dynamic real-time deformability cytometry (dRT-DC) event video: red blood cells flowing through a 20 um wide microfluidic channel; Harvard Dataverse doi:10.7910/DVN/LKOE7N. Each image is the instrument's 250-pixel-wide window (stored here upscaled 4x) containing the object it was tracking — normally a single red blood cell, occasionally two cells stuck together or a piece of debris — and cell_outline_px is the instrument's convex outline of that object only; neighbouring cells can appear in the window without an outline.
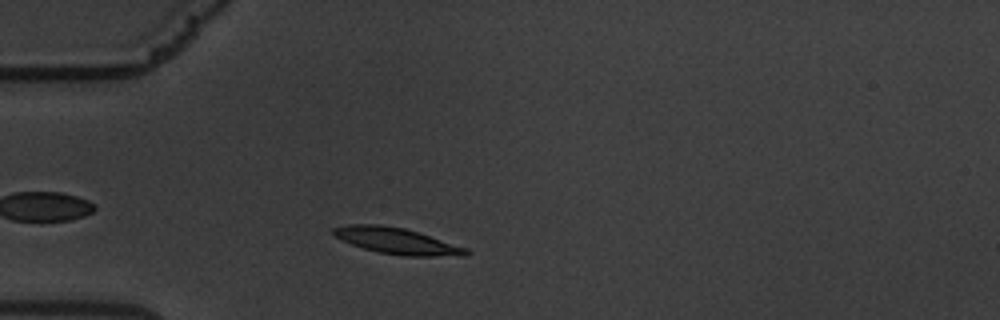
{"species": "common noctule bat (a hibernating species)", "species_latin": "Nyctalus noctula", "temperature_condition": "warm", "stored_images_in_passage": 52, "camera_frame_rate_fps": 3000, "um_per_image_px": 0.085, "animal": {"sex": "male", "body_mass_g": 19.5, "forearm_length_mm": 54.6}, "frame": {"image": 1, "passage_image": 8, "time_ms": 2.333, "image_size_px": [1000, 320], "cell_outline_px": [[472, 252], [464, 256], [404, 256], [380, 252], [364, 248], [352, 244], [332, 236], [332, 228], [348, 224], [380, 224], [404, 228], [468, 248]], "centroid_in_image_um": [33.73, 20.48], "position_along_channel_um": 51.3, "area_um2": 20.23}}
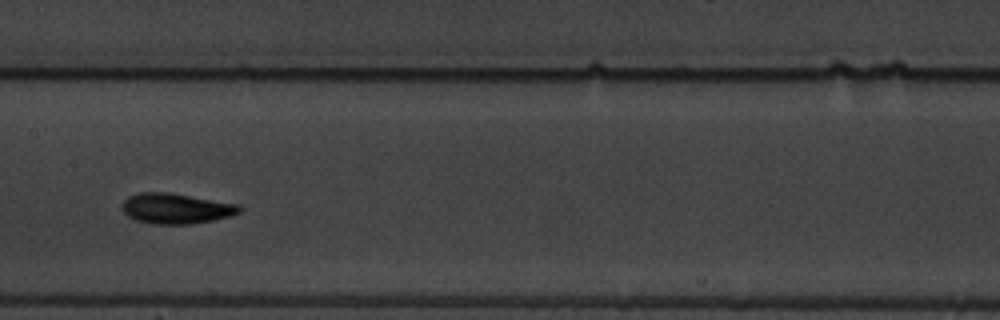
{"frame": {"image": 2, "passage_image": 22, "time_ms": 7.0, "image_size_px": [1000, 320], "cell_outline_px": [[240, 212], [228, 216], [212, 220], [188, 224], [152, 224], [136, 220], [128, 216], [120, 208], [124, 200], [128, 196], [140, 192], [168, 192], [240, 204]], "centroid_in_image_um": [14.92, 17.71], "position_along_channel_um": 192.5, "area_um2": 20.75}}
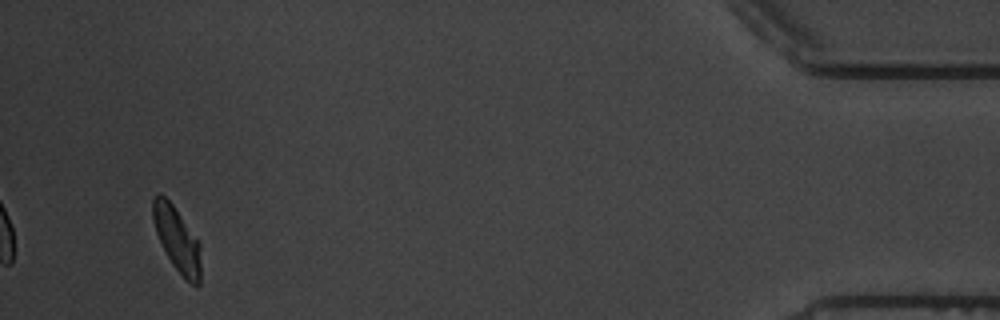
{"frame": {"image": 3, "passage_image": 49, "time_ms": 16.0, "image_size_px": [1000, 320], "cell_outline_px": [[200, 284], [192, 284], [184, 280], [172, 264], [156, 232], [152, 216], [152, 200], [156, 192], [160, 192], [172, 204], [200, 240]], "centroid_in_image_um": [15.06, 20.32], "position_along_channel_um": 420.1, "area_um2": 18.15}, "authors_computed_cell_mechanics": {"area_um2": 19.3052, "velocity_mm_per_s": 3.3178, "shape_relaxation_time_tau1_ms": 2.3352, "shape_relaxation_time_tau2_ms": 2.078, "deformation_change_tau1": 0.1312, "deformation_change_tau2": 0.072}}